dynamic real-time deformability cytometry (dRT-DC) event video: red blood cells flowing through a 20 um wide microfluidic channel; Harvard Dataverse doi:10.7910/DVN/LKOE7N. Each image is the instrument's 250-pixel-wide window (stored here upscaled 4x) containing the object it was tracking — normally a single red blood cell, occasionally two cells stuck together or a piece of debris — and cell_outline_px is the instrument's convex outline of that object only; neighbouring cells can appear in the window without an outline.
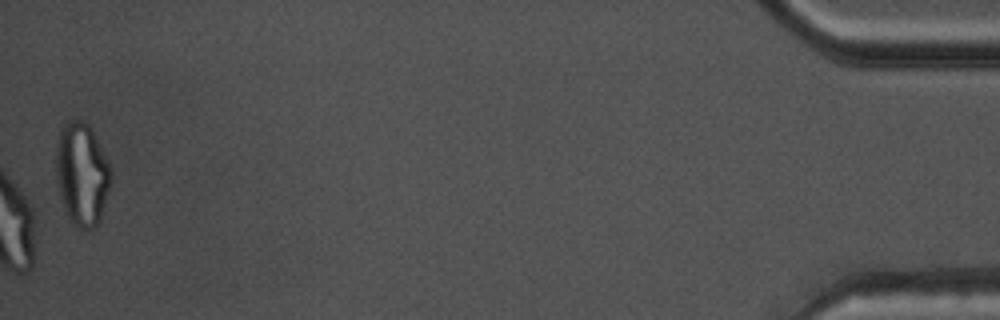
{"species": "common noctule bat (a hibernating species)", "species_latin": "Nyctalus noctula", "temperature_condition": "warm", "stored_images_in_passage": 55, "camera_frame_rate_fps": 3000, "um_per_image_px": 0.085, "animal": {"sex": "male", "body_mass_g": 17.5, "forearm_length_mm": 52.3}, "frame": {"image": 1, "passage_image": 55, "time_ms": 18.0, "image_size_px": [1000, 320], "cell_outline_px": [[112, 176], [100, 220], [96, 228], [88, 232], [72, 224], [68, 220], [64, 212], [60, 196], [56, 176], [56, 144], [60, 128], [68, 120], [84, 120], [92, 128], [112, 168]], "centroid_in_image_um": [6.96, 14.81], "position_along_channel_um": 428.2, "area_um2": 33.7}, "authors_computed_cell_mechanics": {"area_um2": 29.8826, "velocity_mm_per_s": 3.7769, "shape_relaxation_time_tau1_ms": 7.302, "shape_relaxation_time_tau2_ms": 1.2662, "deformation_change_tau1": 0.2613, "deformation_change_tau2": 0.0828}}